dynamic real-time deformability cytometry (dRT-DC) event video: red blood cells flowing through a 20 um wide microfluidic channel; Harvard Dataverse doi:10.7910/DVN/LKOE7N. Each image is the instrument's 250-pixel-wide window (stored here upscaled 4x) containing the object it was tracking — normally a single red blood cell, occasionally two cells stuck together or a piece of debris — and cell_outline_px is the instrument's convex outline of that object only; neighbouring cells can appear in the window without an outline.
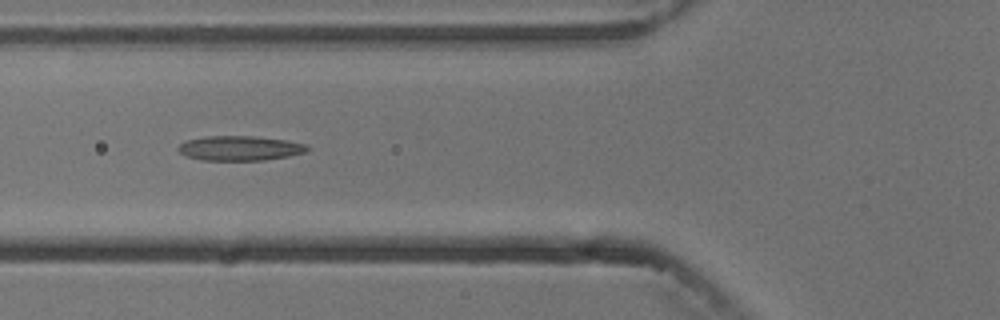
{"species": "common noctule bat (a hibernating species)", "species_latin": "Nyctalus noctula", "temperature_condition": "cold", "stored_images_in_passage": 6, "camera_frame_rate_fps": 3000, "um_per_image_px": 0.085, "animal": {"sex": "male", "body_mass_g": 13.3}, "frame": {"image": 1, "passage_image": 4, "time_ms": 3.333, "image_size_px": [1000, 320], "cell_outline_px": [[308, 152], [288, 156], [264, 160], [204, 160], [188, 156], [180, 152], [176, 148], [180, 144], [188, 140], [208, 136], [256, 136], [288, 140], [304, 144], [308, 148]], "centroid_in_image_um": [20.42, 12.59], "position_along_channel_um": 105.4, "area_um2": 18.44}}
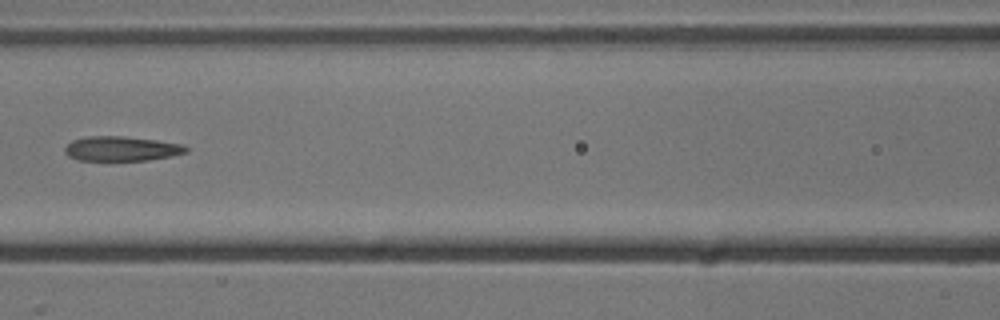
{"frame": {"image": 2, "passage_image": 5, "time_ms": 4.667, "image_size_px": [1000, 320], "cell_outline_px": [[188, 152], [148, 160], [80, 160], [68, 156], [64, 152], [64, 148], [72, 140], [88, 136], [120, 136], [156, 140], [184, 144], [188, 148]], "centroid_in_image_um": [10.32, 12.63], "position_along_channel_um": 156.3, "area_um2": 17.28}}
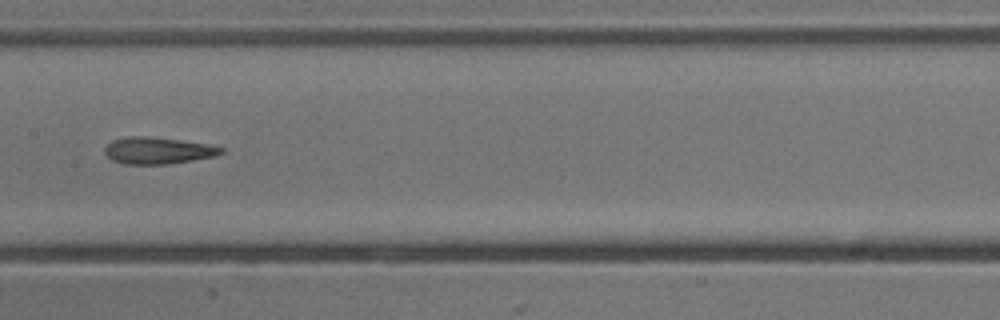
{"frame": {"image": 3, "passage_image": 6, "time_ms": 5.667, "image_size_px": [1000, 320], "cell_outline_px": [[224, 152], [216, 156], [168, 164], [124, 164], [112, 160], [104, 152], [104, 148], [112, 140], [128, 136], [148, 136], [180, 140], [208, 144], [224, 148]], "centroid_in_image_um": [13.41, 12.79], "position_along_channel_um": 194.0, "area_um2": 18.15}}